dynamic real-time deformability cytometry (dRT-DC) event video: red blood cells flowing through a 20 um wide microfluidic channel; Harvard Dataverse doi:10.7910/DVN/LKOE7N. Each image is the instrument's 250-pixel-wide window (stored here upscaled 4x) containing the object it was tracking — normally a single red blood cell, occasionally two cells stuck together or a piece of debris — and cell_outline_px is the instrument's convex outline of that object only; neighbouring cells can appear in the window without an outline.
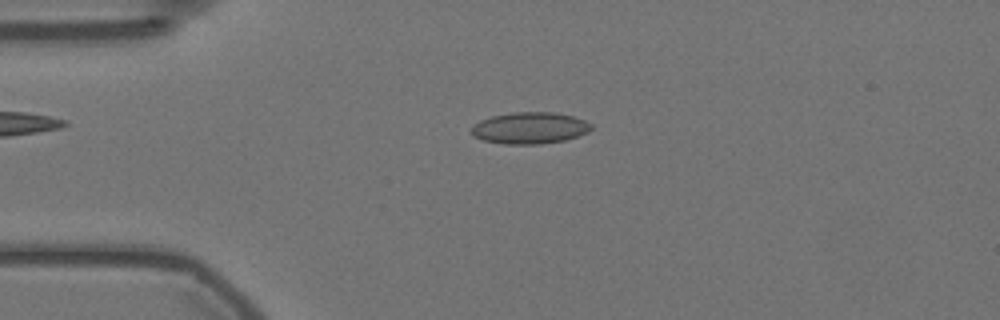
{"species": "Egyptian fruit bat (a non-hibernating species)", "species_latin": "Rousettus aegyptiacus", "temperature_condition": "warm", "stored_images_in_passage": 31, "camera_frame_rate_fps": 3000, "um_per_image_px": 0.085, "animal": {"sex": "female"}, "frame": {"image": 1, "passage_image": 13, "time_ms": 4.0, "image_size_px": [1000, 320], "cell_outline_px": [[592, 128], [588, 132], [564, 140], [540, 144], [504, 144], [484, 140], [472, 136], [472, 124], [480, 120], [492, 116], [512, 112], [552, 112], [572, 116], [584, 120], [592, 124]], "centroid_in_image_um": [45.01, 10.87], "position_along_channel_um": 40.0, "area_um2": 22.02}}
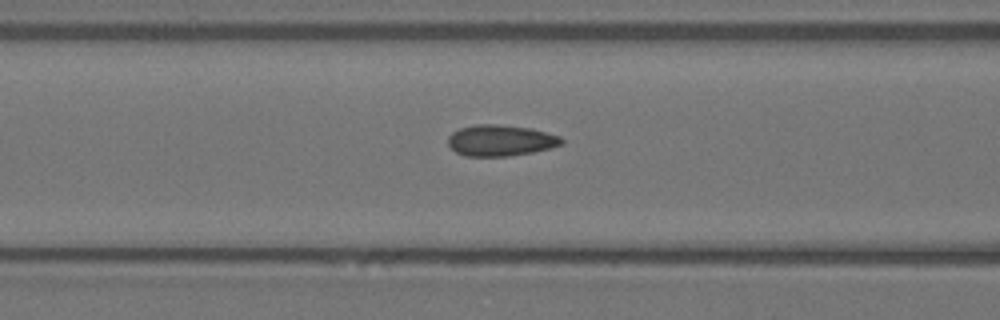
{"frame": {"image": 2, "passage_image": 22, "time_ms": 7.0, "image_size_px": [1000, 320], "cell_outline_px": [[564, 144], [532, 152], [508, 156], [464, 156], [456, 152], [448, 144], [448, 136], [452, 132], [460, 128], [476, 124], [496, 124], [532, 128], [560, 136], [564, 140]], "centroid_in_image_um": [42.54, 11.93], "position_along_channel_um": 124.1, "area_um2": 20.63}}
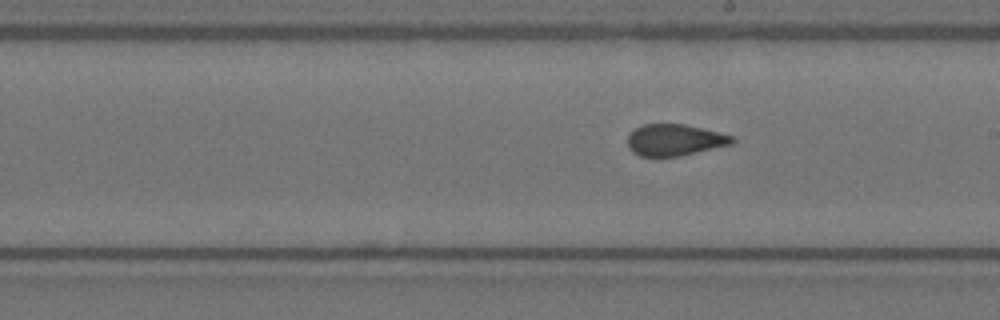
{"frame": {"image": 3, "passage_image": 31, "time_ms": 10.0, "image_size_px": [1000, 320], "cell_outline_px": [[736, 140], [732, 144], [680, 156], [640, 156], [632, 152], [628, 148], [628, 136], [636, 128], [644, 124], [684, 124], [732, 136]], "centroid_in_image_um": [57.33, 11.9], "position_along_channel_um": 231.7, "area_um2": 18.96}}